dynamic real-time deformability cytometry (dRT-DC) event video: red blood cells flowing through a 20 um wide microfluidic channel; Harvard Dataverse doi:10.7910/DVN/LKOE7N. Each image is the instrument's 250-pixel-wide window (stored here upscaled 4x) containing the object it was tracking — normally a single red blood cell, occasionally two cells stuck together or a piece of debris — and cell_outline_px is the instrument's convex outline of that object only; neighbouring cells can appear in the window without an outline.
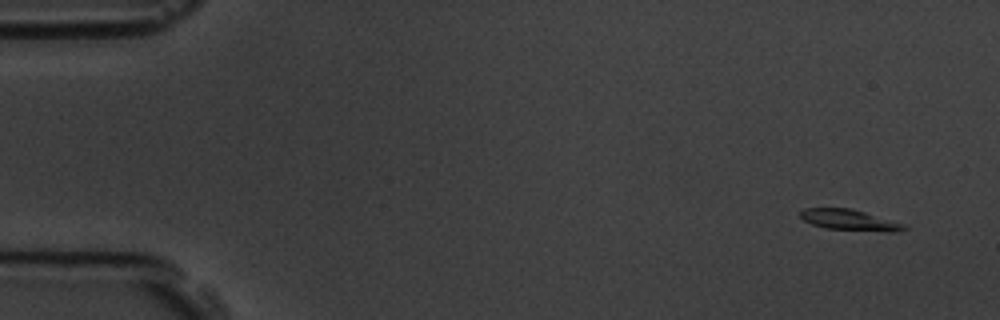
{"species": "common noctule bat (a hibernating species)", "species_latin": "Nyctalus noctula", "temperature_condition": "room temperature", "stored_images_in_passage": 6, "camera_frame_rate_fps": 3000, "um_per_image_px": 0.085, "animal": {"sex": "male", "body_mass_g": 19.5, "forearm_length_mm": 54.6}, "frame": {"image": 1, "passage_image": 1, "time_ms": 0.0, "image_size_px": [1000, 320], "cell_outline_px": [[908, 228], [896, 232], [888, 232], [824, 228], [812, 224], [804, 220], [800, 216], [800, 212], [804, 208], [848, 208], [864, 212], [908, 224]], "centroid_in_image_um": [72.27, 18.71], "position_along_channel_um": 12.7, "area_um2": 12.66}}
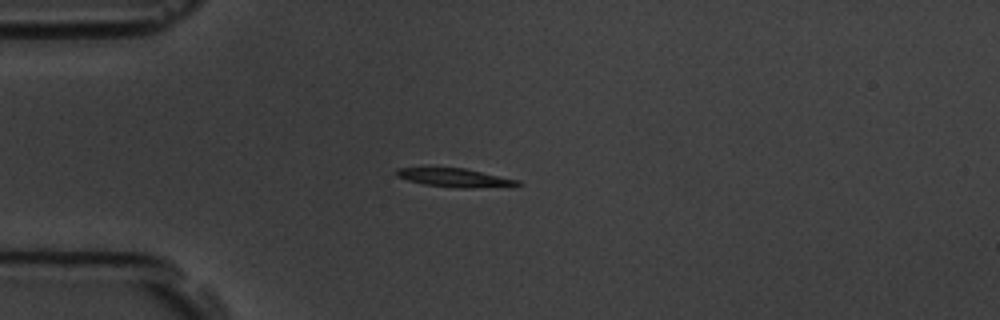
{"frame": {"image": 2, "passage_image": 4, "time_ms": 3.667, "image_size_px": [1000, 320], "cell_outline_px": [[524, 184], [472, 188], [456, 188], [424, 184], [408, 180], [396, 176], [396, 168], [464, 168], [520, 180]], "centroid_in_image_um": [38.66, 15.1], "position_along_channel_um": 46.3, "area_um2": 12.89}}
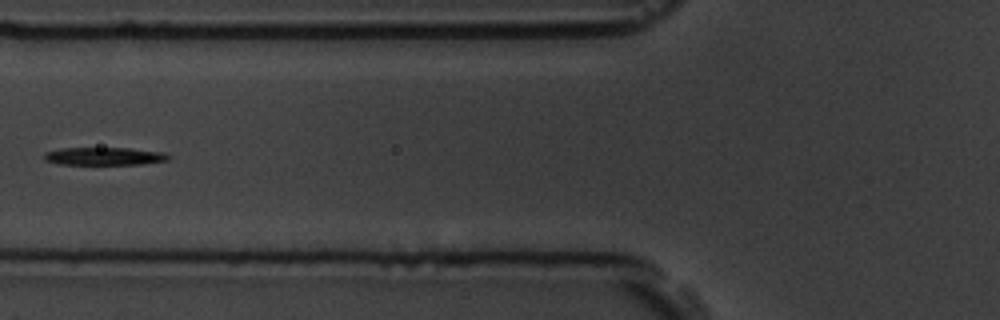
{"frame": {"image": 3, "passage_image": 6, "time_ms": 6.0, "image_size_px": [1000, 320], "cell_outline_px": [[172, 156], [168, 160], [140, 164], [56, 164], [44, 160], [44, 152], [60, 148], [132, 148], [164, 152]], "centroid_in_image_um": [8.86, 13.27], "position_along_channel_um": 116.9, "area_um2": 13.01}}